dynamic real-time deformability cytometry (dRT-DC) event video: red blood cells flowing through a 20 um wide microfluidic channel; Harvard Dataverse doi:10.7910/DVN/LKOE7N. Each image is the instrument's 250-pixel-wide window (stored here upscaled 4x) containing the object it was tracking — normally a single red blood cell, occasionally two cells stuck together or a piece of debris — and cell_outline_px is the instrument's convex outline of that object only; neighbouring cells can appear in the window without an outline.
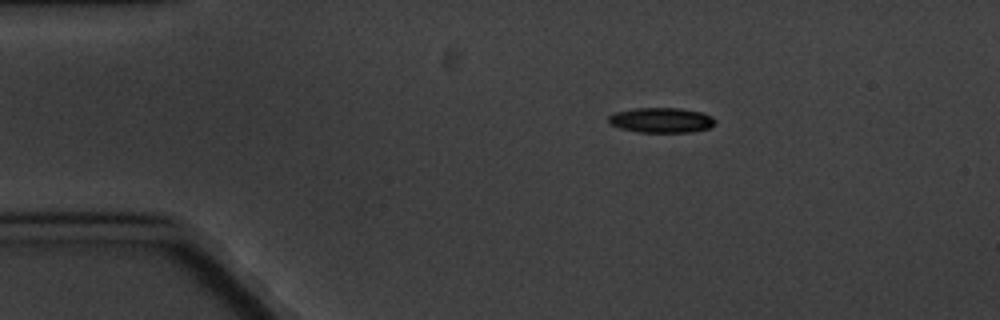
{"species": "common noctule bat (a hibernating species)", "species_latin": "Nyctalus noctula", "temperature_condition": "cold", "stored_images_in_passage": 5, "camera_frame_rate_fps": 3000, "um_per_image_px": 0.085, "animal": {"sex": "male", "body_mass_g": 20.1, "forearm_length_mm": 53.5}, "frame": {"image": 1, "passage_image": 2, "time_ms": 1.333, "image_size_px": [1000, 320], "cell_outline_px": [[716, 124], [708, 128], [692, 132], [636, 132], [620, 128], [608, 124], [608, 116], [612, 112], [636, 108], [680, 108], [704, 112], [712, 116], [716, 120]], "centroid_in_image_um": [56.2, 10.21], "position_along_channel_um": 28.8, "area_um2": 15.9}}